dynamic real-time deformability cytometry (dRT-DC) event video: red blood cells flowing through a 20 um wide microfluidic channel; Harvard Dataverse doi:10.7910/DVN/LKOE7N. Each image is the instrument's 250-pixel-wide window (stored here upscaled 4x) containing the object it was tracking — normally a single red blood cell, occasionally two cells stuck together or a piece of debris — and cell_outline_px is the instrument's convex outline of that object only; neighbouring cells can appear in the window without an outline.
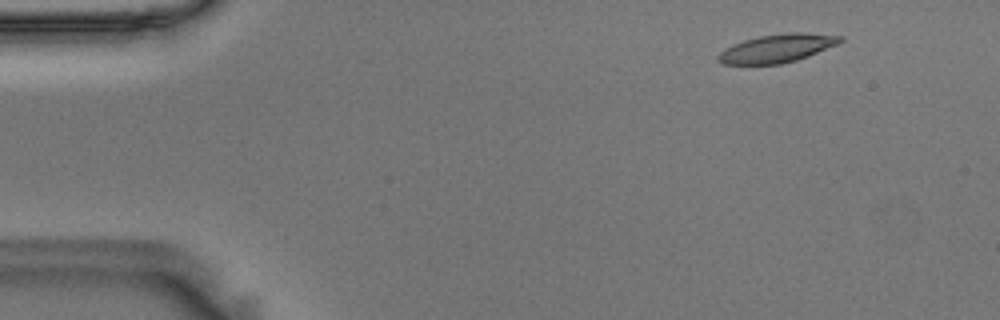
{"species": "Egyptian fruit bat (a non-hibernating species)", "species_latin": "Rousettus aegyptiacus", "temperature_condition": "room temperature", "stored_images_in_passage": 54, "camera_frame_rate_fps": 3000, "um_per_image_px": 0.085, "animal": {"sex": "male"}, "frame": {"image": 1, "passage_image": 5, "time_ms": 1.333, "image_size_px": [1000, 320], "cell_outline_px": [[844, 40], [836, 44], [808, 56], [796, 60], [780, 64], [724, 64], [716, 60], [716, 56], [724, 48], [732, 44], [744, 40], [760, 36], [788, 32], [804, 32], [844, 36]], "centroid_in_image_um": [66.03, 4.1], "position_along_channel_um": 19.0, "area_um2": 20.11}}
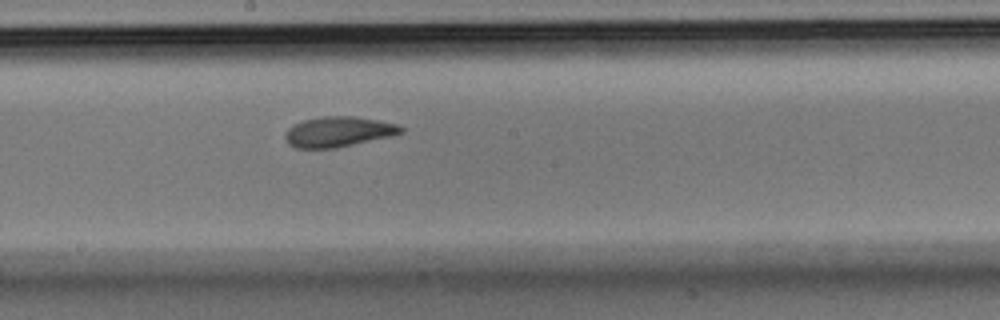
{"frame": {"image": 2, "passage_image": 29, "time_ms": 9.333, "image_size_px": [1000, 320], "cell_outline_px": [[404, 132], [392, 136], [336, 148], [296, 148], [288, 144], [284, 136], [284, 132], [288, 128], [304, 120], [320, 116], [356, 116], [400, 124], [404, 128]], "centroid_in_image_um": [28.79, 11.19], "position_along_channel_um": 219.4, "area_um2": 20.63}}
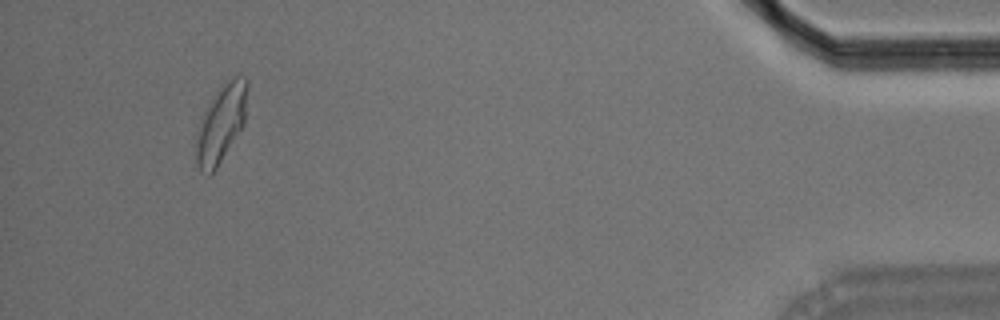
{"frame": {"image": 3, "passage_image": 51, "time_ms": 16.667, "image_size_px": [1000, 320], "cell_outline_px": [[248, 88], [244, 124], [216, 168], [208, 176], [200, 172], [196, 164], [192, 144], [200, 120], [208, 104], [216, 92], [228, 80], [236, 76], [248, 80]], "centroid_in_image_um": [18.73, 10.57], "position_along_channel_um": 416.5, "area_um2": 23.41}, "authors_computed_cell_mechanics": {"area_um2": 20.6635, "velocity_mm_per_s": 3.6194, "shape_relaxation_time_tau1_ms": 5.8581, "shape_relaxation_time_tau2_ms": 2.6191, "deformation_change_tau1": 0.1986, "deformation_change_tau2": 0.0987}}